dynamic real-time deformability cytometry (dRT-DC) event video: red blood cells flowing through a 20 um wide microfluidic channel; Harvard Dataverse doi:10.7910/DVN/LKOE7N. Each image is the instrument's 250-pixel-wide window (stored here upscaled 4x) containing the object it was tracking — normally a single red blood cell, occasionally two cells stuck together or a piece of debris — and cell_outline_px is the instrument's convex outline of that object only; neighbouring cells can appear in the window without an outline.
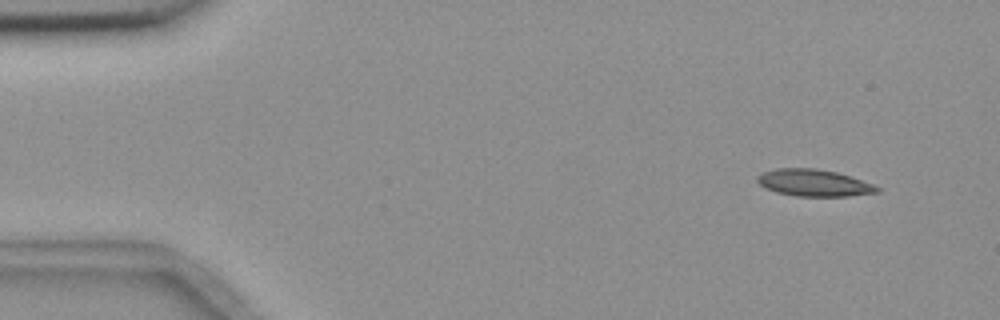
{"species": "common noctule bat (a hibernating species)", "species_latin": "Nyctalus noctula", "temperature_condition": "room temperature", "stored_images_in_passage": 4, "camera_frame_rate_fps": 3000, "um_per_image_px": 0.085, "animal": {"sex": "female", "body_mass_g": 18.4}, "frame": {"image": 1, "passage_image": 1, "time_ms": 0.0, "image_size_px": [1000, 320], "cell_outline_px": [[880, 192], [848, 196], [796, 196], [776, 192], [764, 188], [756, 180], [756, 176], [760, 172], [776, 168], [816, 168], [836, 172], [876, 184], [880, 188]], "centroid_in_image_um": [69.17, 15.54], "position_along_channel_um": 15.8, "area_um2": 19.02}}
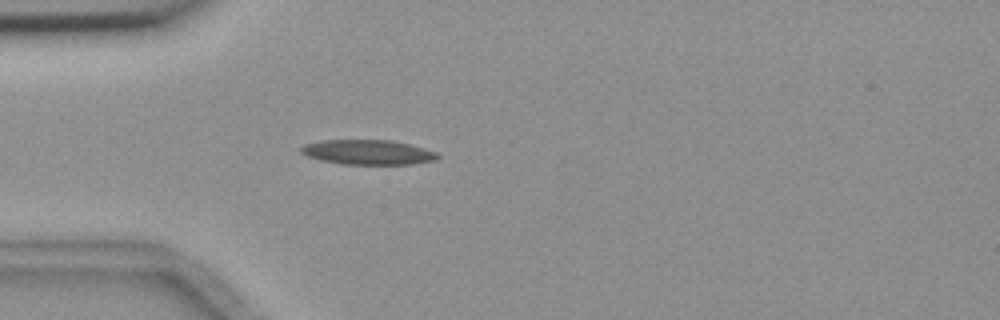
{"frame": {"image": 2, "passage_image": 4, "time_ms": 3.667, "image_size_px": [1000, 320], "cell_outline_px": [[440, 156], [436, 160], [412, 164], [344, 164], [320, 160], [308, 156], [300, 152], [300, 148], [304, 144], [324, 140], [392, 140], [424, 148], [436, 152]], "centroid_in_image_um": [31.27, 12.94], "position_along_channel_um": 53.7, "area_um2": 19.65}}